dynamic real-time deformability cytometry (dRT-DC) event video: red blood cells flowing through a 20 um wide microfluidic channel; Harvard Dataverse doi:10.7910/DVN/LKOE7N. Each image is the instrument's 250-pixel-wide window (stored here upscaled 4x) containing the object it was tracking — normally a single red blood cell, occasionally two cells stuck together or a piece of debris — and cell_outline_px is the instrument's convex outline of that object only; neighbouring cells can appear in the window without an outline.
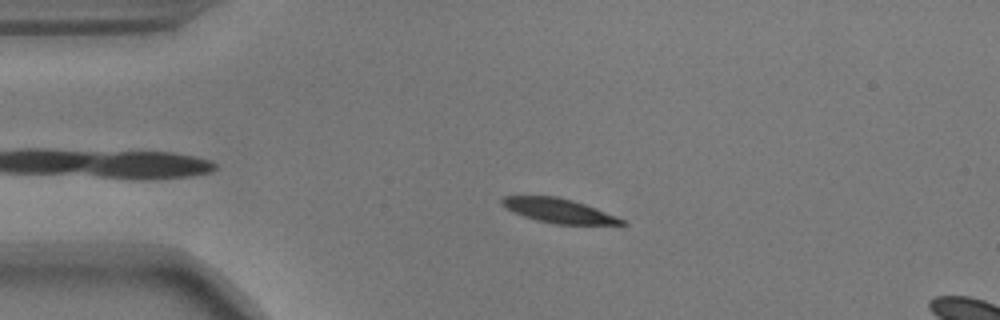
{"species": "common noctule bat (a hibernating species)", "species_latin": "Nyctalus noctula", "temperature_condition": "warm", "stored_images_in_passage": 17, "camera_frame_rate_fps": 3000, "um_per_image_px": 0.085, "animal": {"sex": "male", "body_mass_g": 17.9}, "frame": {"image": 1, "passage_image": 12, "time_ms": 3.667, "image_size_px": [1000, 320], "cell_outline_px": [[628, 224], [556, 224], [536, 220], [524, 216], [504, 208], [500, 204], [500, 200], [504, 196], [556, 196], [572, 200], [596, 208], [616, 216], [624, 220]], "centroid_in_image_um": [47.44, 17.9], "position_along_channel_um": 37.6, "area_um2": 16.82}}